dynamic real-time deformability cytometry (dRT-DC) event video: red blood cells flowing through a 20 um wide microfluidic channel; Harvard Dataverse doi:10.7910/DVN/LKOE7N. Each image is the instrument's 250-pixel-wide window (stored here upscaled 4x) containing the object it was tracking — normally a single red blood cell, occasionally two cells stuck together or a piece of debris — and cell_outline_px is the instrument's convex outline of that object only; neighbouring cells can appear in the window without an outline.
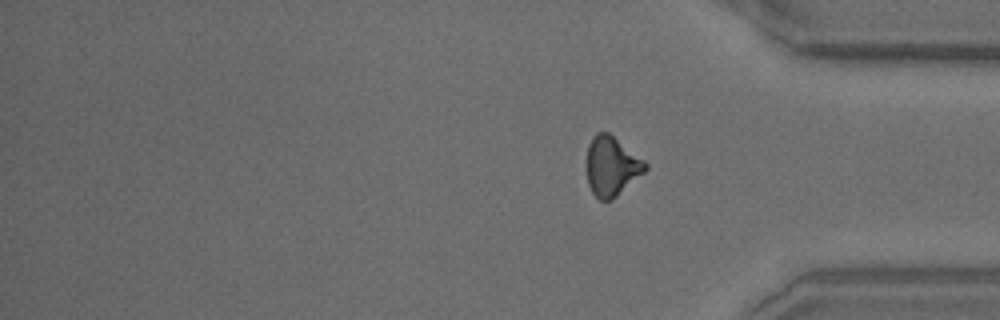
{"species": "common noctule bat (a hibernating species)", "species_latin": "Nyctalus noctula", "temperature_condition": "warm", "stored_images_in_passage": 25, "camera_frame_rate_fps": 3000, "um_per_image_px": 0.085, "animal": {"sex": "male", "body_mass_g": 18.8}, "frame": {"image": 1, "passage_image": 25, "time_ms": 8.0, "image_size_px": [1000, 320], "cell_outline_px": [[648, 168], [644, 172], [612, 200], [600, 200], [592, 192], [588, 184], [588, 144], [592, 136], [596, 132], [608, 132], [644, 160], [648, 164]], "centroid_in_image_um": [51.99, 14.12], "position_along_channel_um": 383.2, "area_um2": 20.0}}